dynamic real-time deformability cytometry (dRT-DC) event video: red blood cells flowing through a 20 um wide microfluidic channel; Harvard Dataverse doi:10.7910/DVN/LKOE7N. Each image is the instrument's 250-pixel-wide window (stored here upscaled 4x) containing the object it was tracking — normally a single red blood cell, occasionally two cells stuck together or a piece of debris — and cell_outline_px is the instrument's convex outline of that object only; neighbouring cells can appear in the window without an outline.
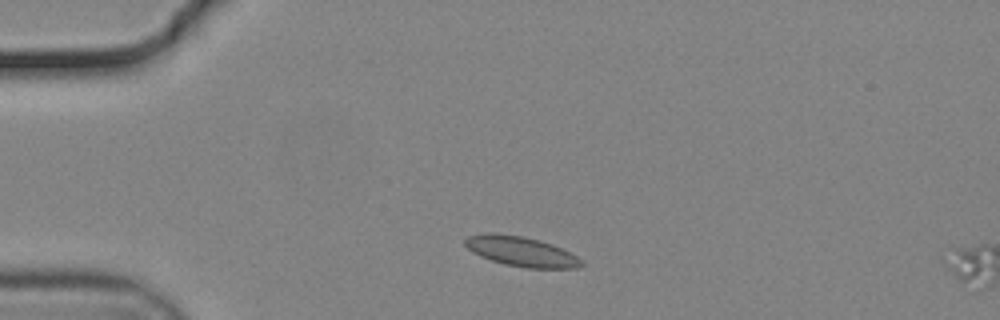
{"species": "common noctule bat (a hibernating species)", "species_latin": "Nyctalus noctula", "temperature_condition": "cold", "stored_images_in_passage": 3, "segment_of_instrument_passage": [1, 2], "camera_frame_rate_fps": 3000, "um_per_image_px": 0.085, "animal": {"sex": "male", "body_mass_g": 19.2, "forearm_length_mm": 51.8}, "frame": {"image": 1, "passage_image": 1, "time_ms": 0.0, "image_size_px": [1000, 320], "cell_outline_px": [[584, 264], [580, 268], [528, 268], [504, 264], [480, 256], [472, 252], [464, 244], [464, 240], [468, 236], [488, 232], [520, 236], [552, 244], [584, 260]], "centroid_in_image_um": [44.3, 21.38], "position_along_channel_um": 40.7, "area_um2": 20.06}}